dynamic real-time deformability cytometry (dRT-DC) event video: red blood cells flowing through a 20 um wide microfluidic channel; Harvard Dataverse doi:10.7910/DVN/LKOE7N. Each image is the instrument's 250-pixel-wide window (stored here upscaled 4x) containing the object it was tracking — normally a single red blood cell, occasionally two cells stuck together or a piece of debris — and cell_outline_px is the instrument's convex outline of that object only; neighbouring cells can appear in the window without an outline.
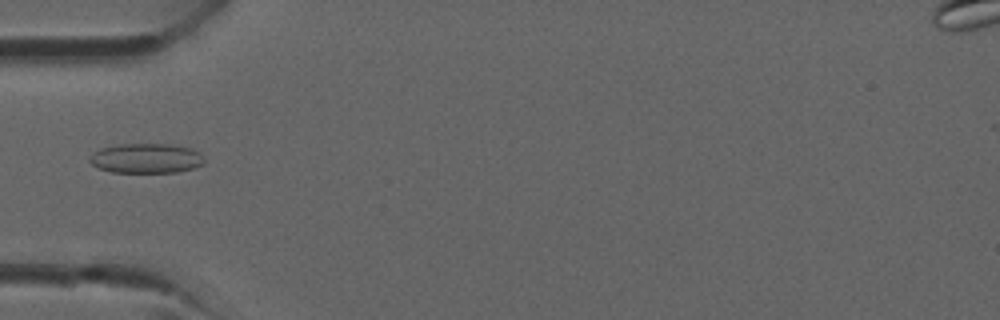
{"species": "common noctule bat (a hibernating species)", "species_latin": "Nyctalus noctula", "temperature_condition": "room temperature", "stored_images_in_passage": 39, "camera_frame_rate_fps": 3000, "um_per_image_px": 0.085, "animal": {"sex": "male", "forearm_length_mm": 52.5}, "frame": {"image": 1, "passage_image": 13, "time_ms": 4.0, "image_size_px": [1000, 320], "cell_outline_px": [[204, 164], [192, 168], [176, 172], [112, 172], [100, 168], [92, 164], [88, 160], [92, 152], [100, 148], [120, 144], [168, 144], [192, 148], [200, 152], [204, 160]], "centroid_in_image_um": [12.42, 13.45], "position_along_channel_um": 72.6, "area_um2": 19.88}}
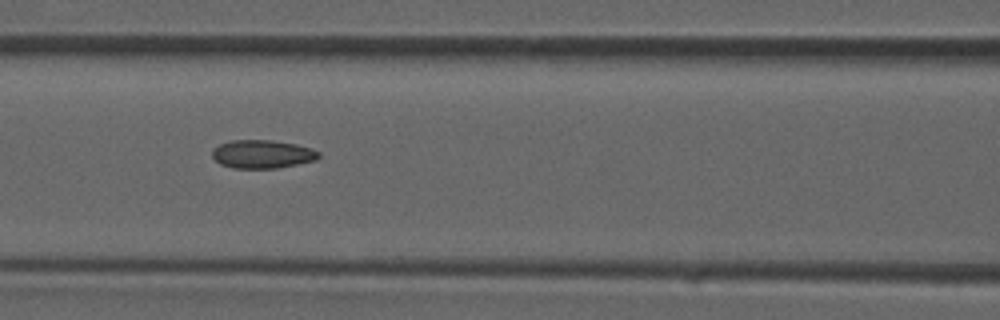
{"frame": {"image": 2, "passage_image": 17, "time_ms": 5.333, "image_size_px": [1000, 320], "cell_outline_px": [[320, 156], [316, 160], [276, 168], [232, 168], [220, 164], [212, 156], [212, 148], [220, 144], [232, 140], [272, 140], [296, 144], [312, 148], [320, 152]], "centroid_in_image_um": [22.29, 13.09], "position_along_channel_um": 144.3, "area_um2": 17.63}}
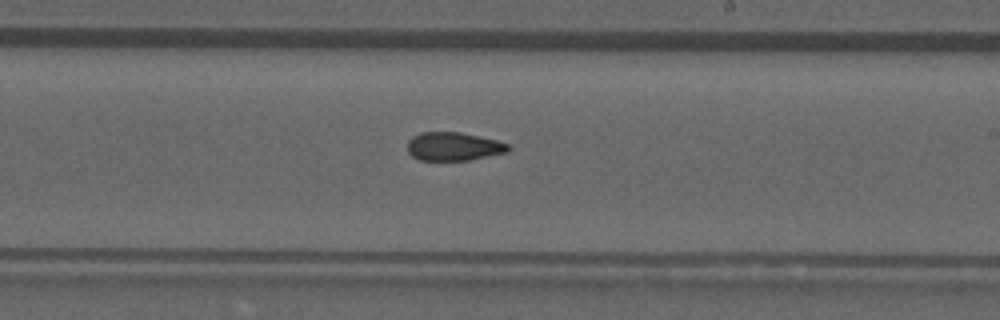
{"frame": {"image": 3, "passage_image": 23, "time_ms": 7.333, "image_size_px": [1000, 320], "cell_outline_px": [[512, 148], [508, 152], [468, 160], [420, 160], [412, 156], [408, 152], [408, 140], [412, 136], [420, 132], [460, 132], [496, 140], [508, 144]], "centroid_in_image_um": [38.55, 12.44], "position_along_channel_um": 250.5, "area_um2": 16.7}}